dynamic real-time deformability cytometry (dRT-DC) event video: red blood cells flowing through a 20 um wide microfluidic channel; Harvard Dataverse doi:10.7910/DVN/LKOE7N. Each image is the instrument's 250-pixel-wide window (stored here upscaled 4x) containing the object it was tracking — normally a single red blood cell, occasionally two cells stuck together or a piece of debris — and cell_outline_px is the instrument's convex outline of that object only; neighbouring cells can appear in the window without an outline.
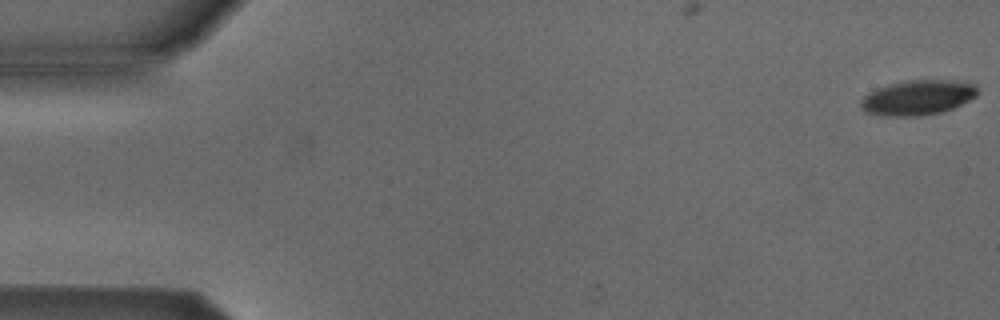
{"species": "Egyptian fruit bat (a non-hibernating species)", "species_latin": "Rousettus aegyptiacus", "temperature_condition": "cold", "stored_images_in_passage": 10, "camera_frame_rate_fps": 3000, "um_per_image_px": 0.085, "animal": {"sex": "male"}, "frame": {"image": 1, "passage_image": 1, "time_ms": 0.0, "image_size_px": [1000, 320], "cell_outline_px": [[980, 92], [976, 96], [952, 108], [940, 112], [920, 116], [892, 116], [868, 112], [860, 104], [864, 96], [868, 92], [876, 88], [908, 80], [968, 80], [976, 84]], "centroid_in_image_um": [78.09, 8.26], "position_along_channel_um": 6.9, "area_um2": 23.7}}